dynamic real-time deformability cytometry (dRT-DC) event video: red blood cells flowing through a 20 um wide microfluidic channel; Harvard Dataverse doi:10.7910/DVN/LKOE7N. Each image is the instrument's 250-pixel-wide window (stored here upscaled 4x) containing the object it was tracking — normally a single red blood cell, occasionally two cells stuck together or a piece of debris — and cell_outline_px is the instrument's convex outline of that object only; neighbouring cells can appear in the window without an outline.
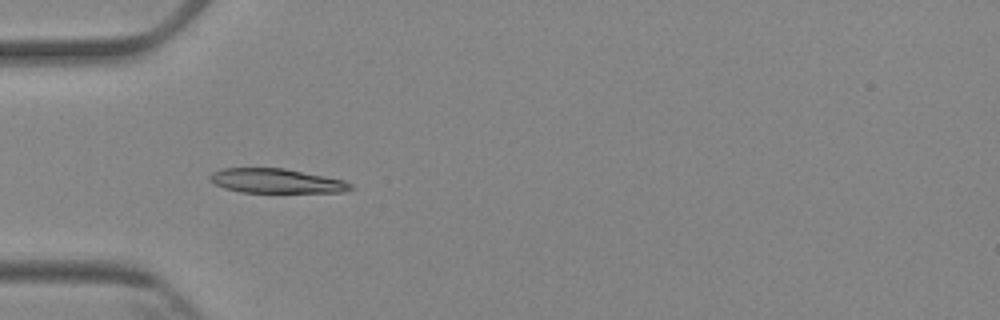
{"species": "Egyptian fruit bat (a non-hibernating species)", "species_latin": "Rousettus aegyptiacus", "temperature_condition": "cold", "stored_images_in_passage": 7, "camera_frame_rate_fps": 3000, "um_per_image_px": 0.085, "animal": {"sex": "female"}, "frame": {"image": 1, "passage_image": 3, "time_ms": 3.0, "image_size_px": [1000, 320], "cell_outline_px": [[352, 188], [344, 192], [240, 192], [224, 188], [208, 180], [208, 176], [212, 172], [224, 168], [284, 168], [344, 180], [352, 184]], "centroid_in_image_um": [23.45, 15.37], "position_along_channel_um": 61.6, "area_um2": 19.94}}
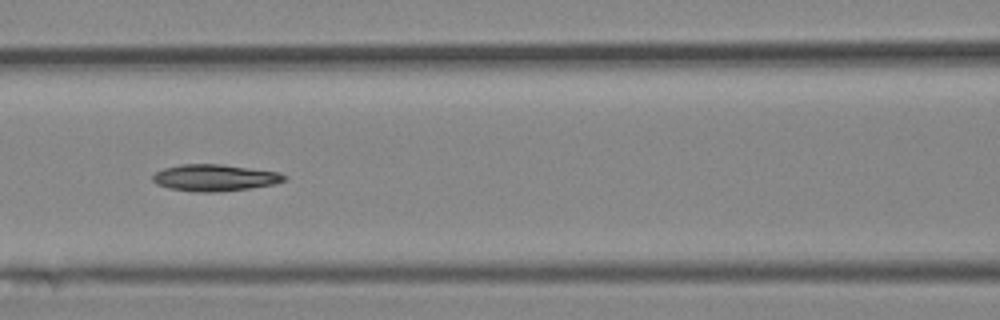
{"frame": {"image": 2, "passage_image": 5, "time_ms": 5.333, "image_size_px": [1000, 320], "cell_outline_px": [[288, 176], [284, 180], [276, 184], [248, 188], [216, 192], [196, 192], [168, 188], [156, 184], [152, 180], [152, 176], [156, 172], [164, 168], [180, 164], [220, 164], [280, 172]], "centroid_in_image_um": [18.24, 15.1], "position_along_channel_um": 148.4, "area_um2": 20.46}}
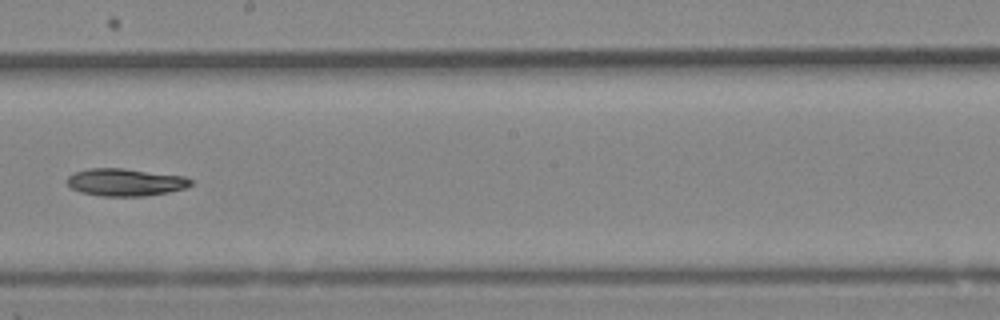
{"frame": {"image": 3, "passage_image": 7, "time_ms": 7.667, "image_size_px": [1000, 320], "cell_outline_px": [[192, 184], [184, 188], [168, 192], [144, 196], [100, 196], [80, 192], [72, 188], [68, 184], [68, 176], [72, 172], [88, 168], [124, 168], [184, 176], [192, 180]], "centroid_in_image_um": [10.63, 15.48], "position_along_channel_um": 237.6, "area_um2": 19.83}}